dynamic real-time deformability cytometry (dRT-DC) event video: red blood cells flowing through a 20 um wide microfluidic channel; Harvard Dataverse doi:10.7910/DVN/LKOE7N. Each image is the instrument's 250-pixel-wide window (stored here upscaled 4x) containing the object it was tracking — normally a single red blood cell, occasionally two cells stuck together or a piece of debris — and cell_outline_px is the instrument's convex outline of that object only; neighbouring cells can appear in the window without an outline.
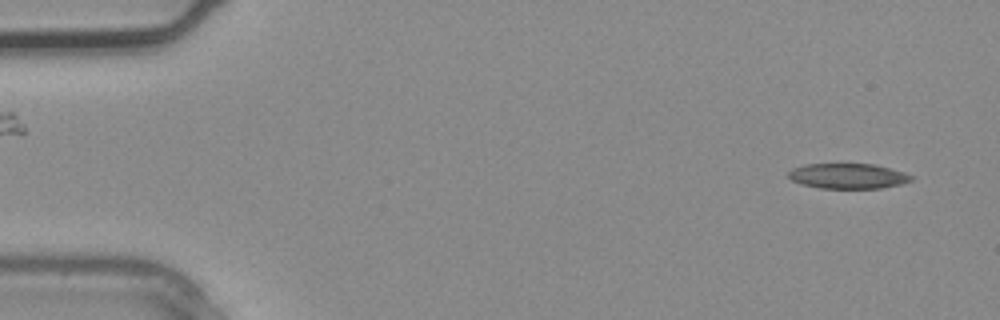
{"species": "common noctule bat (a hibernating species)", "species_latin": "Nyctalus noctula", "temperature_condition": "warm", "stored_images_in_passage": 2, "segment_of_instrument_passage": [2, 2], "camera_frame_rate_fps": 3000, "um_per_image_px": 0.085, "animal": {"sex": "male", "body_mass_g": 20.4}, "frame": {"image": 1, "passage_image": 2, "time_ms": 0.333, "image_size_px": [1000, 320], "cell_outline_px": [[912, 180], [900, 184], [880, 188], [820, 188], [800, 184], [792, 180], [788, 176], [788, 172], [792, 168], [804, 164], [876, 164], [904, 172], [912, 176]], "centroid_in_image_um": [72.05, 14.96], "position_along_channel_um": 13.0, "area_um2": 18.03}}